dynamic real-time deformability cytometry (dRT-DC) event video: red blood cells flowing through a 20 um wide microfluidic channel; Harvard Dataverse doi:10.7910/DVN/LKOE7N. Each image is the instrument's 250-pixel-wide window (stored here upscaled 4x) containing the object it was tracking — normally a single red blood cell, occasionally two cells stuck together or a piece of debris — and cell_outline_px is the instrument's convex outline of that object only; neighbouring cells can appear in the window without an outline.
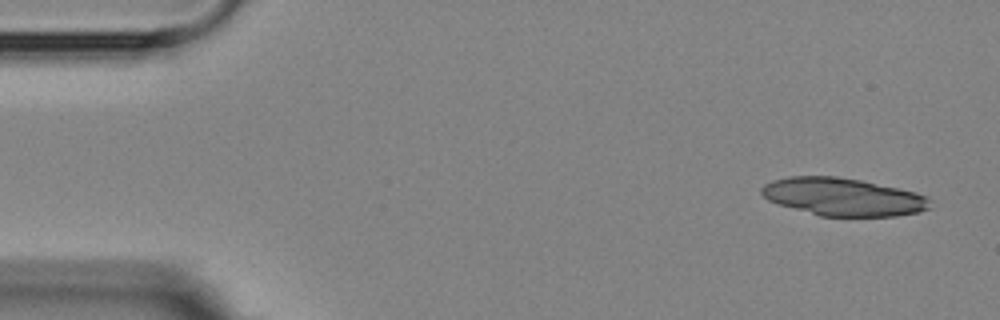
{"species": "Egyptian fruit bat (a non-hibernating species)", "species_latin": "Rousettus aegyptiacus", "temperature_condition": "room temperature", "stored_images_in_passage": 4, "camera_frame_rate_fps": 3000, "um_per_image_px": 0.085, "animal": {"sex": "female"}, "frame": {"image": 1, "passage_image": 1, "time_ms": 0.0, "image_size_px": [1000, 320], "cell_outline_px": [[932, 208], [920, 212], [896, 216], [820, 216], [780, 204], [768, 200], [760, 192], [760, 188], [764, 184], [772, 180], [792, 176], [836, 176], [860, 180], [916, 192], [932, 200]], "centroid_in_image_um": [71.69, 16.74], "position_along_channel_um": 13.3, "area_um2": 37.11}}